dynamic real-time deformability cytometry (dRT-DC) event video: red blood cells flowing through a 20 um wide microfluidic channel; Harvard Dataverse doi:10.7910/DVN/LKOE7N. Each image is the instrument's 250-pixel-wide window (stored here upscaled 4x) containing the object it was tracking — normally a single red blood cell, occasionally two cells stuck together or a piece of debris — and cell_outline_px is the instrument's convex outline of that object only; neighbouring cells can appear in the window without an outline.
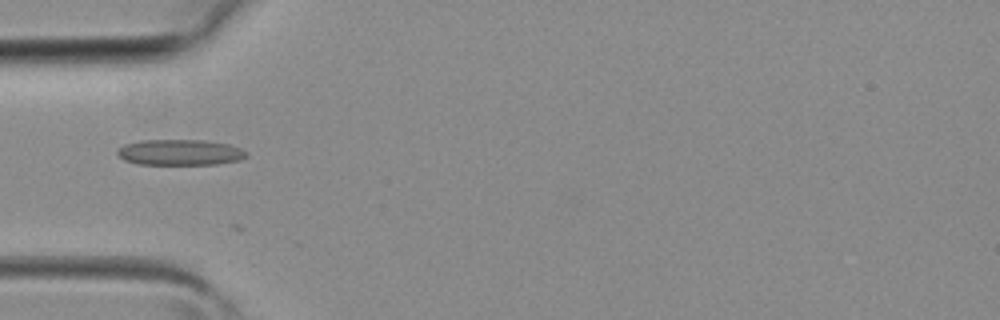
{"species": "common noctule bat (a hibernating species)", "species_latin": "Nyctalus noctula", "temperature_condition": "room temperature", "stored_images_in_passage": 3, "camera_frame_rate_fps": 3000, "um_per_image_px": 0.085, "animal": {"sex": "female", "body_mass_g": 19.3, "forearm_length_mm": 54.1}, "frame": {"image": 1, "passage_image": 2, "time_ms": 0.333, "image_size_px": [1000, 320], "cell_outline_px": [[248, 156], [240, 160], [216, 164], [140, 164], [124, 160], [116, 152], [116, 148], [124, 144], [140, 140], [204, 140], [228, 144], [240, 148], [248, 152]], "centroid_in_image_um": [15.29, 12.94], "position_along_channel_um": 69.7, "area_um2": 19.48}}